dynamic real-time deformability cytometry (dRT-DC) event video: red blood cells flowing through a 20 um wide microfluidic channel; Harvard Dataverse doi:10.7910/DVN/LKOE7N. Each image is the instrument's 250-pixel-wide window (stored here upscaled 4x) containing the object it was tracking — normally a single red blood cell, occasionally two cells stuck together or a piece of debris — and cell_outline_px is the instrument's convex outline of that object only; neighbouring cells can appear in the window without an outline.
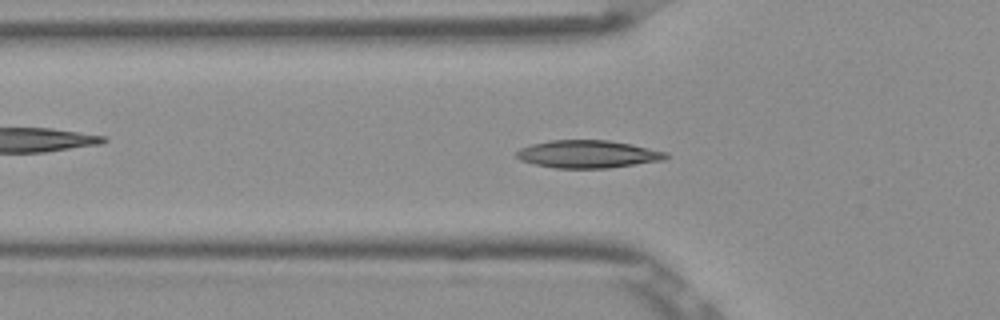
{"species": "Egyptian fruit bat (a non-hibernating species)", "species_latin": "Rousettus aegyptiacus", "temperature_condition": "room temperature", "stored_images_in_passage": 38, "camera_frame_rate_fps": 3000, "um_per_image_px": 0.085, "frame": {"image": 1, "passage_image": 2, "time_ms": 0.333, "image_size_px": [1000, 320], "cell_outline_px": [[668, 156], [664, 160], [608, 168], [556, 168], [536, 164], [520, 160], [516, 156], [516, 152], [520, 148], [532, 144], [552, 140], [608, 140], [632, 144], [668, 152]], "centroid_in_image_um": [49.99, 13.1], "position_along_channel_um": 75.8, "area_um2": 24.04}}
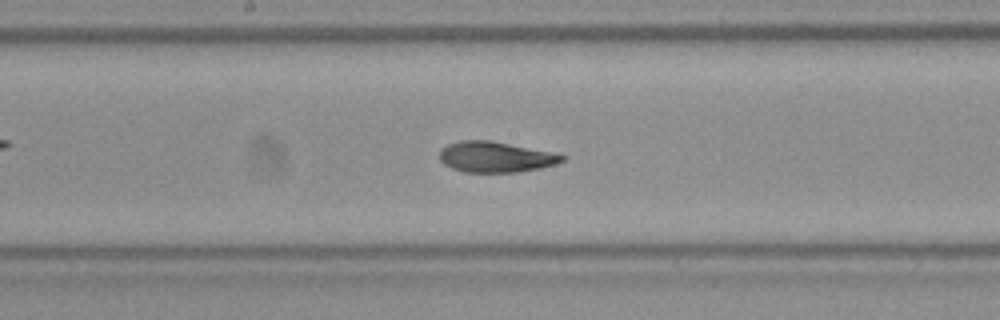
{"frame": {"image": 2, "passage_image": 12, "time_ms": 3.667, "image_size_px": [1000, 320], "cell_outline_px": [[564, 160], [556, 164], [540, 168], [516, 172], [464, 172], [452, 168], [444, 164], [440, 160], [440, 152], [448, 144], [460, 140], [492, 140], [556, 152], [564, 156]], "centroid_in_image_um": [42.15, 13.33], "position_along_channel_um": 206.0, "area_um2": 22.02}}
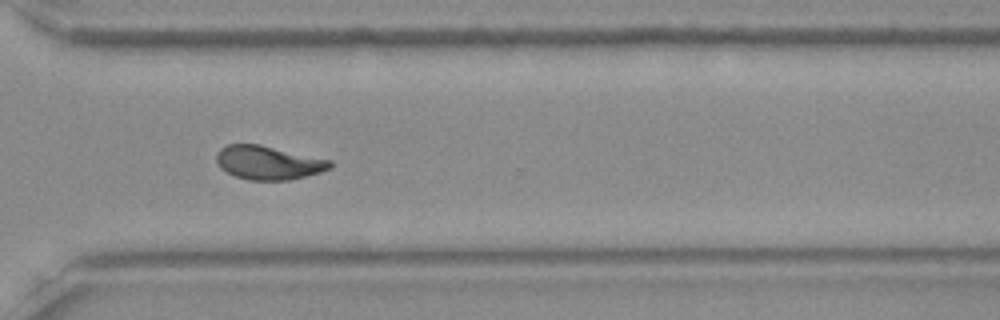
{"frame": {"image": 3, "passage_image": 23, "time_ms": 7.333, "image_size_px": [1000, 320], "cell_outline_px": [[332, 168], [320, 172], [288, 180], [248, 180], [236, 176], [220, 168], [216, 160], [216, 156], [220, 148], [228, 144], [260, 144], [332, 160]], "centroid_in_image_um": [22.81, 13.82], "position_along_channel_um": 347.8, "area_um2": 22.31}, "authors_computed_cell_mechanics": {"area_um2": 22.3108, "velocity_mm_per_s": 3.8712, "shape_relaxation_time_tau1_ms": 4.7962, "shape_relaxation_time_tau2_ms": 2.1706, "deformation_change_tau1": 0.1582, "deformation_change_tau2": 0.0724}}